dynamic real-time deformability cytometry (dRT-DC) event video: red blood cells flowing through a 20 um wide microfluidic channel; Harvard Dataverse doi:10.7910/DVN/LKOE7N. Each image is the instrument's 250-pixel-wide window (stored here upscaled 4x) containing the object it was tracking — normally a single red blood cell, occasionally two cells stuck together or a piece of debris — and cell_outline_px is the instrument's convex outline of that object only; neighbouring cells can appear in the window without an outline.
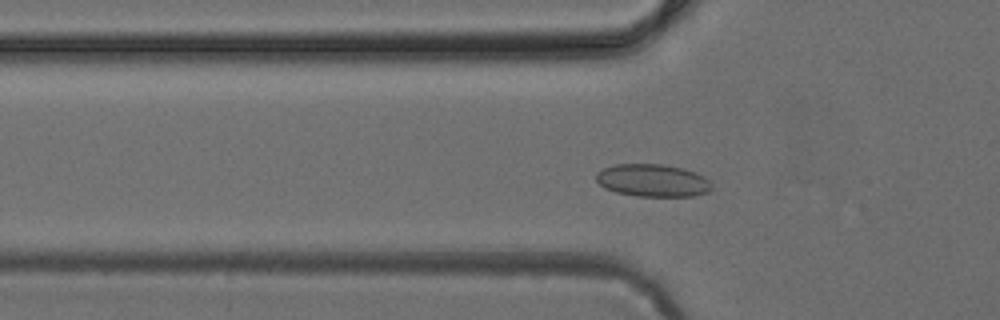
{"species": "common noctule bat (a hibernating species)", "species_latin": "Nyctalus noctula", "temperature_condition": "cold", "stored_images_in_passage": 39, "camera_frame_rate_fps": 3000, "um_per_image_px": 0.085, "animal": {"sex": "female", "body_mass_g": 24.6, "forearm_length_mm": 56.2}, "frame": {"image": 1, "passage_image": 6, "time_ms": 1.667, "image_size_px": [1000, 320], "cell_outline_px": [[712, 188], [708, 192], [692, 196], [636, 196], [616, 192], [604, 188], [596, 180], [596, 172], [604, 168], [616, 164], [664, 164], [684, 168], [696, 172], [704, 176], [712, 184]], "centroid_in_image_um": [55.49, 15.33], "position_along_channel_um": 70.3, "area_um2": 22.08}}
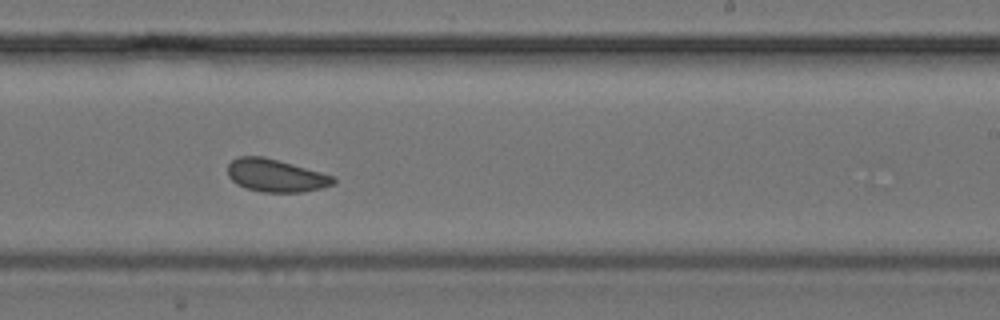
{"frame": {"image": 2, "passage_image": 20, "time_ms": 6.333, "image_size_px": [1000, 320], "cell_outline_px": [[336, 180], [332, 184], [324, 188], [304, 192], [264, 192], [248, 188], [236, 184], [228, 176], [228, 164], [232, 160], [240, 156], [264, 156], [336, 176]], "centroid_in_image_um": [23.47, 14.92], "position_along_channel_um": 265.5, "area_um2": 20.23}}
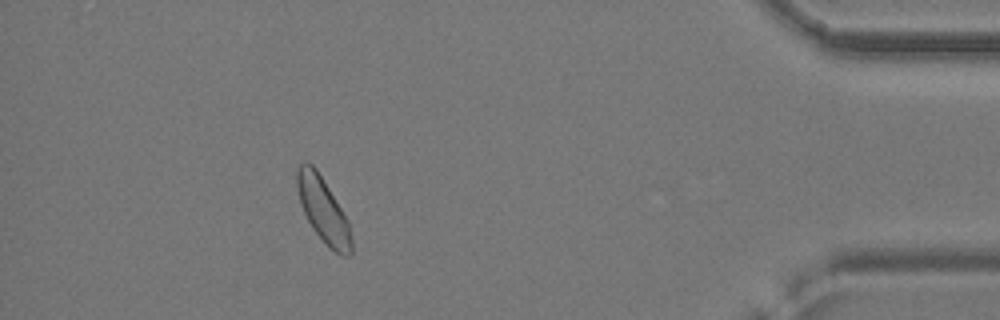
{"frame": {"image": 3, "passage_image": 34, "time_ms": 11.0, "image_size_px": [1000, 320], "cell_outline_px": [[352, 252], [348, 256], [340, 256], [328, 248], [312, 228], [300, 204], [296, 184], [296, 168], [304, 160], [312, 164], [316, 168], [348, 220], [352, 240]], "centroid_in_image_um": [27.46, 17.86], "position_along_channel_um": 407.7, "area_um2": 20.69}}